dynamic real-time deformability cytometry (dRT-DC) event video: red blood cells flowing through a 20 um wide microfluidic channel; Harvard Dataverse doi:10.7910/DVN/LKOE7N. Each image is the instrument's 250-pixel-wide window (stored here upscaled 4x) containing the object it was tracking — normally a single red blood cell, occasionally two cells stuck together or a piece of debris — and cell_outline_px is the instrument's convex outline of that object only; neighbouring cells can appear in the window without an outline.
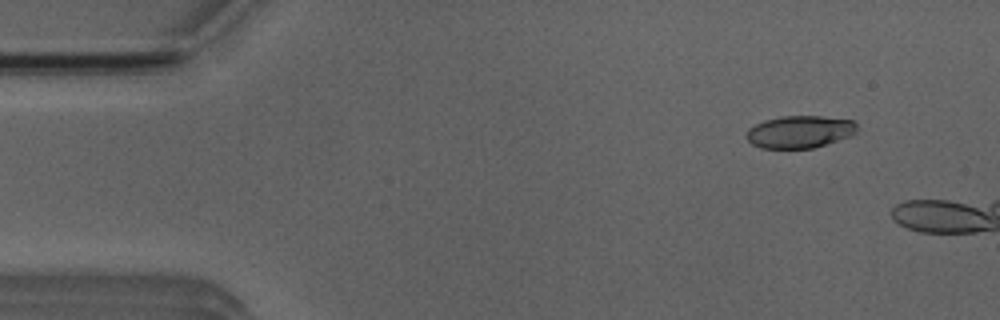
{"species": "Egyptian fruit bat (a non-hibernating species)", "species_latin": "Rousettus aegyptiacus", "temperature_condition": "room temperature", "stored_images_in_passage": 14, "camera_frame_rate_fps": 3000, "um_per_image_px": 0.085, "animal": {"sex": "male"}, "frame": {"image": 1, "passage_image": 5, "time_ms": 1.333, "image_size_px": [1000, 320], "cell_outline_px": [[856, 132], [848, 136], [812, 148], [760, 148], [752, 144], [748, 140], [748, 128], [764, 120], [780, 116], [820, 116], [852, 120], [856, 124]], "centroid_in_image_um": [67.94, 11.19], "position_along_channel_um": 17.1, "area_um2": 20.52}}